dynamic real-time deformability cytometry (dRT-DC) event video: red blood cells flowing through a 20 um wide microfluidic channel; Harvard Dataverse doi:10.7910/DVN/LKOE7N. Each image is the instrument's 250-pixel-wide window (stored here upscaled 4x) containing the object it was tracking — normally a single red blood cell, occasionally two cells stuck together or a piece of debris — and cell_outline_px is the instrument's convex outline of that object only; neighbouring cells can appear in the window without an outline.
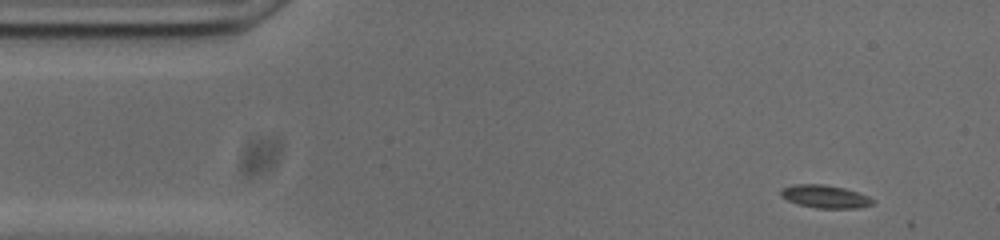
{"species": "common noctule bat (a hibernating species)", "species_latin": "Nyctalus noctula", "temperature_condition": "cold", "stored_images_in_passage": 50, "camera_frame_rate_fps": 3000, "um_per_image_px": 0.085, "animal": {"sex": "male", "body_mass_g": 20.0, "forearm_length_mm": 53.3}, "frame": {"image": 1, "passage_image": 1, "time_ms": 0.0, "image_size_px": [1000, 240], "cell_outline_px": [[876, 204], [860, 208], [816, 208], [796, 204], [780, 196], [780, 188], [792, 184], [824, 184], [844, 188], [868, 196], [876, 200]], "centroid_in_image_um": [70.13, 16.71], "position_along_channel_um": 14.9, "area_um2": 12.54}}
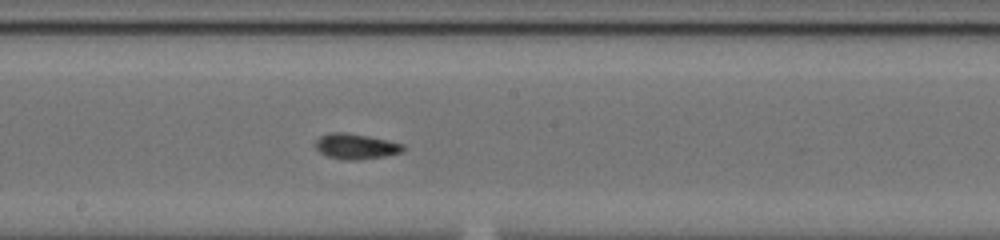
{"frame": {"image": 2, "passage_image": 24, "time_ms": 7.667, "image_size_px": [1000, 240], "cell_outline_px": [[408, 148], [404, 152], [384, 156], [356, 160], [344, 160], [328, 156], [320, 152], [316, 148], [316, 140], [320, 136], [328, 132], [344, 132], [368, 136], [388, 140], [404, 144]], "centroid_in_image_um": [30.29, 12.44], "position_along_channel_um": 217.9, "area_um2": 13.12}}
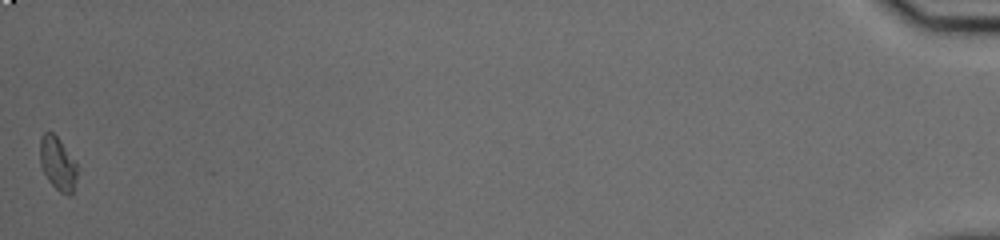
{"frame": {"image": 3, "passage_image": 50, "time_ms": 16.333, "image_size_px": [1000, 240], "cell_outline_px": [[76, 176], [72, 196], [68, 196], [60, 192], [48, 180], [40, 164], [40, 136], [44, 132], [52, 132], [60, 140], [76, 164]], "centroid_in_image_um": [4.88, 13.91], "position_along_channel_um": 430.3, "area_um2": 11.39}, "authors_computed_cell_mechanics": {"area_um2": 11.9357, "velocity_mm_per_s": 3.7362, "shape_relaxation_time_tau1_ms": 4.5939, "shape_relaxation_time_tau2_ms": 3.2469, "deformation_change_tau1": 0.1089, "deformation_change_tau2": 0.0962}}